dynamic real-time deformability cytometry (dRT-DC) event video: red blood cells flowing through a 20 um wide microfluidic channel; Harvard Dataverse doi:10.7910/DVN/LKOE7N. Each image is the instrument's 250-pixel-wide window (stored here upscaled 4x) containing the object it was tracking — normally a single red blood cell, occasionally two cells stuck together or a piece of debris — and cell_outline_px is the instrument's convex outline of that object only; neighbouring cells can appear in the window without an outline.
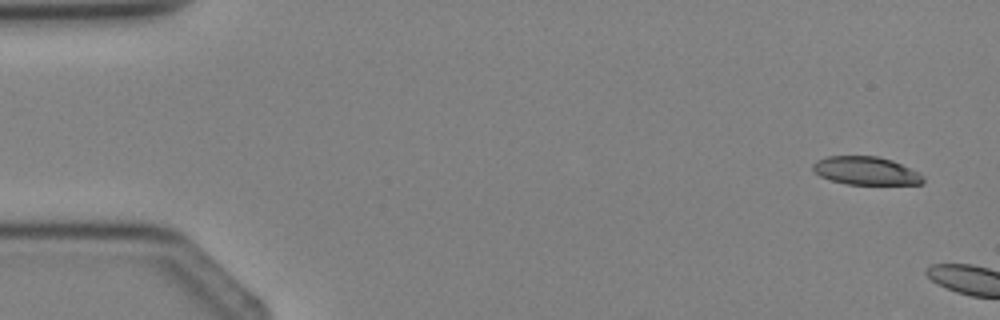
{"species": "Egyptian fruit bat (a non-hibernating species)", "species_latin": "Rousettus aegyptiacus", "temperature_condition": "cold", "stored_images_in_passage": 4, "camera_frame_rate_fps": 3000, "um_per_image_px": 0.085, "animal": {"sex": "female"}, "frame": {"image": 1, "passage_image": 1, "time_ms": 0.0, "image_size_px": [1000, 320], "cell_outline_px": [[924, 184], [848, 184], [832, 180], [820, 176], [812, 168], [812, 164], [816, 160], [828, 156], [876, 156], [892, 160], [924, 176]], "centroid_in_image_um": [73.58, 14.51], "position_along_channel_um": 11.4, "area_um2": 17.86}}